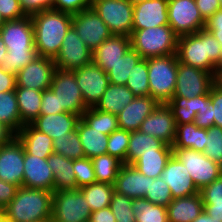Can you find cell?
Returning <instances> with one entry per match:
<instances>
[{
  "label": "cell",
  "mask_w": 222,
  "mask_h": 222,
  "mask_svg": "<svg viewBox=\"0 0 222 222\" xmlns=\"http://www.w3.org/2000/svg\"><path fill=\"white\" fill-rule=\"evenodd\" d=\"M0 36L7 48L0 67L16 75L37 56L31 16L6 21L0 28Z\"/></svg>",
  "instance_id": "cell-1"
},
{
  "label": "cell",
  "mask_w": 222,
  "mask_h": 222,
  "mask_svg": "<svg viewBox=\"0 0 222 222\" xmlns=\"http://www.w3.org/2000/svg\"><path fill=\"white\" fill-rule=\"evenodd\" d=\"M177 57L179 62L207 71L215 77L218 69L222 67L221 44L205 28L178 37Z\"/></svg>",
  "instance_id": "cell-2"
},
{
  "label": "cell",
  "mask_w": 222,
  "mask_h": 222,
  "mask_svg": "<svg viewBox=\"0 0 222 222\" xmlns=\"http://www.w3.org/2000/svg\"><path fill=\"white\" fill-rule=\"evenodd\" d=\"M31 19L38 56L54 59L67 31L72 26V14L52 8L33 14Z\"/></svg>",
  "instance_id": "cell-3"
},
{
  "label": "cell",
  "mask_w": 222,
  "mask_h": 222,
  "mask_svg": "<svg viewBox=\"0 0 222 222\" xmlns=\"http://www.w3.org/2000/svg\"><path fill=\"white\" fill-rule=\"evenodd\" d=\"M52 203L53 192L21 186L0 213L11 222H45L51 220Z\"/></svg>",
  "instance_id": "cell-4"
},
{
  "label": "cell",
  "mask_w": 222,
  "mask_h": 222,
  "mask_svg": "<svg viewBox=\"0 0 222 222\" xmlns=\"http://www.w3.org/2000/svg\"><path fill=\"white\" fill-rule=\"evenodd\" d=\"M131 47L142 58L177 54L178 36L169 25L133 30Z\"/></svg>",
  "instance_id": "cell-5"
},
{
  "label": "cell",
  "mask_w": 222,
  "mask_h": 222,
  "mask_svg": "<svg viewBox=\"0 0 222 222\" xmlns=\"http://www.w3.org/2000/svg\"><path fill=\"white\" fill-rule=\"evenodd\" d=\"M150 96L167 104L174 96L178 68L177 54L147 59Z\"/></svg>",
  "instance_id": "cell-6"
},
{
  "label": "cell",
  "mask_w": 222,
  "mask_h": 222,
  "mask_svg": "<svg viewBox=\"0 0 222 222\" xmlns=\"http://www.w3.org/2000/svg\"><path fill=\"white\" fill-rule=\"evenodd\" d=\"M172 155L184 164L199 190L222 175V166L212 161L202 152L190 148L172 149Z\"/></svg>",
  "instance_id": "cell-7"
},
{
  "label": "cell",
  "mask_w": 222,
  "mask_h": 222,
  "mask_svg": "<svg viewBox=\"0 0 222 222\" xmlns=\"http://www.w3.org/2000/svg\"><path fill=\"white\" fill-rule=\"evenodd\" d=\"M52 222H88L91 210L79 189L53 192Z\"/></svg>",
  "instance_id": "cell-8"
},
{
  "label": "cell",
  "mask_w": 222,
  "mask_h": 222,
  "mask_svg": "<svg viewBox=\"0 0 222 222\" xmlns=\"http://www.w3.org/2000/svg\"><path fill=\"white\" fill-rule=\"evenodd\" d=\"M90 6L115 35L131 36L133 3L129 0H95Z\"/></svg>",
  "instance_id": "cell-9"
},
{
  "label": "cell",
  "mask_w": 222,
  "mask_h": 222,
  "mask_svg": "<svg viewBox=\"0 0 222 222\" xmlns=\"http://www.w3.org/2000/svg\"><path fill=\"white\" fill-rule=\"evenodd\" d=\"M57 96L59 108L63 112L81 115L88 108L84 104L82 93L73 71L56 68L49 87Z\"/></svg>",
  "instance_id": "cell-10"
},
{
  "label": "cell",
  "mask_w": 222,
  "mask_h": 222,
  "mask_svg": "<svg viewBox=\"0 0 222 222\" xmlns=\"http://www.w3.org/2000/svg\"><path fill=\"white\" fill-rule=\"evenodd\" d=\"M205 24L195 0H168V25L178 37L196 33Z\"/></svg>",
  "instance_id": "cell-11"
},
{
  "label": "cell",
  "mask_w": 222,
  "mask_h": 222,
  "mask_svg": "<svg viewBox=\"0 0 222 222\" xmlns=\"http://www.w3.org/2000/svg\"><path fill=\"white\" fill-rule=\"evenodd\" d=\"M72 27L91 51L113 35L91 6L72 14Z\"/></svg>",
  "instance_id": "cell-12"
},
{
  "label": "cell",
  "mask_w": 222,
  "mask_h": 222,
  "mask_svg": "<svg viewBox=\"0 0 222 222\" xmlns=\"http://www.w3.org/2000/svg\"><path fill=\"white\" fill-rule=\"evenodd\" d=\"M215 84V76L207 71L185 65L178 60L174 96L187 99L205 95Z\"/></svg>",
  "instance_id": "cell-13"
},
{
  "label": "cell",
  "mask_w": 222,
  "mask_h": 222,
  "mask_svg": "<svg viewBox=\"0 0 222 222\" xmlns=\"http://www.w3.org/2000/svg\"><path fill=\"white\" fill-rule=\"evenodd\" d=\"M72 71L82 93L84 104L88 108L96 106L109 85L107 73L93 61Z\"/></svg>",
  "instance_id": "cell-14"
},
{
  "label": "cell",
  "mask_w": 222,
  "mask_h": 222,
  "mask_svg": "<svg viewBox=\"0 0 222 222\" xmlns=\"http://www.w3.org/2000/svg\"><path fill=\"white\" fill-rule=\"evenodd\" d=\"M60 70H75L93 61L91 51L75 29L71 26L67 31L57 56L53 59Z\"/></svg>",
  "instance_id": "cell-15"
},
{
  "label": "cell",
  "mask_w": 222,
  "mask_h": 222,
  "mask_svg": "<svg viewBox=\"0 0 222 222\" xmlns=\"http://www.w3.org/2000/svg\"><path fill=\"white\" fill-rule=\"evenodd\" d=\"M24 146L14 135L7 143L0 145V180L23 186Z\"/></svg>",
  "instance_id": "cell-16"
},
{
  "label": "cell",
  "mask_w": 222,
  "mask_h": 222,
  "mask_svg": "<svg viewBox=\"0 0 222 222\" xmlns=\"http://www.w3.org/2000/svg\"><path fill=\"white\" fill-rule=\"evenodd\" d=\"M55 70L52 58L37 56L16 74V87L44 91L50 87Z\"/></svg>",
  "instance_id": "cell-17"
},
{
  "label": "cell",
  "mask_w": 222,
  "mask_h": 222,
  "mask_svg": "<svg viewBox=\"0 0 222 222\" xmlns=\"http://www.w3.org/2000/svg\"><path fill=\"white\" fill-rule=\"evenodd\" d=\"M139 130L172 146L176 136V122L170 107L160 103L141 123Z\"/></svg>",
  "instance_id": "cell-18"
},
{
  "label": "cell",
  "mask_w": 222,
  "mask_h": 222,
  "mask_svg": "<svg viewBox=\"0 0 222 222\" xmlns=\"http://www.w3.org/2000/svg\"><path fill=\"white\" fill-rule=\"evenodd\" d=\"M168 25V0H144L133 4V30Z\"/></svg>",
  "instance_id": "cell-19"
},
{
  "label": "cell",
  "mask_w": 222,
  "mask_h": 222,
  "mask_svg": "<svg viewBox=\"0 0 222 222\" xmlns=\"http://www.w3.org/2000/svg\"><path fill=\"white\" fill-rule=\"evenodd\" d=\"M23 187L54 192V175L47 158L28 154L24 149Z\"/></svg>",
  "instance_id": "cell-20"
},
{
  "label": "cell",
  "mask_w": 222,
  "mask_h": 222,
  "mask_svg": "<svg viewBox=\"0 0 222 222\" xmlns=\"http://www.w3.org/2000/svg\"><path fill=\"white\" fill-rule=\"evenodd\" d=\"M160 177L169 185L173 199L188 197L200 192L184 164L173 155L167 161L166 167Z\"/></svg>",
  "instance_id": "cell-21"
},
{
  "label": "cell",
  "mask_w": 222,
  "mask_h": 222,
  "mask_svg": "<svg viewBox=\"0 0 222 222\" xmlns=\"http://www.w3.org/2000/svg\"><path fill=\"white\" fill-rule=\"evenodd\" d=\"M159 103L151 96H138L117 114L118 126L125 131L140 129L141 123L149 116Z\"/></svg>",
  "instance_id": "cell-22"
},
{
  "label": "cell",
  "mask_w": 222,
  "mask_h": 222,
  "mask_svg": "<svg viewBox=\"0 0 222 222\" xmlns=\"http://www.w3.org/2000/svg\"><path fill=\"white\" fill-rule=\"evenodd\" d=\"M150 187V177L139 172L133 165L123 164L114 183L116 193L131 199L145 198Z\"/></svg>",
  "instance_id": "cell-23"
},
{
  "label": "cell",
  "mask_w": 222,
  "mask_h": 222,
  "mask_svg": "<svg viewBox=\"0 0 222 222\" xmlns=\"http://www.w3.org/2000/svg\"><path fill=\"white\" fill-rule=\"evenodd\" d=\"M130 48L129 36L113 34L93 51V62L107 73Z\"/></svg>",
  "instance_id": "cell-24"
},
{
  "label": "cell",
  "mask_w": 222,
  "mask_h": 222,
  "mask_svg": "<svg viewBox=\"0 0 222 222\" xmlns=\"http://www.w3.org/2000/svg\"><path fill=\"white\" fill-rule=\"evenodd\" d=\"M81 115L74 113H57L49 115H39L30 123L38 131L50 136L53 140L65 136L77 129Z\"/></svg>",
  "instance_id": "cell-25"
},
{
  "label": "cell",
  "mask_w": 222,
  "mask_h": 222,
  "mask_svg": "<svg viewBox=\"0 0 222 222\" xmlns=\"http://www.w3.org/2000/svg\"><path fill=\"white\" fill-rule=\"evenodd\" d=\"M203 211L200 192L188 197L174 198L167 206L168 222H193Z\"/></svg>",
  "instance_id": "cell-26"
},
{
  "label": "cell",
  "mask_w": 222,
  "mask_h": 222,
  "mask_svg": "<svg viewBox=\"0 0 222 222\" xmlns=\"http://www.w3.org/2000/svg\"><path fill=\"white\" fill-rule=\"evenodd\" d=\"M15 136L28 154L48 158L54 153L53 139L35 129L31 124H25Z\"/></svg>",
  "instance_id": "cell-27"
},
{
  "label": "cell",
  "mask_w": 222,
  "mask_h": 222,
  "mask_svg": "<svg viewBox=\"0 0 222 222\" xmlns=\"http://www.w3.org/2000/svg\"><path fill=\"white\" fill-rule=\"evenodd\" d=\"M209 101L210 92L190 99L173 96L167 105L172 110L176 125H182L193 123L198 110H201Z\"/></svg>",
  "instance_id": "cell-28"
},
{
  "label": "cell",
  "mask_w": 222,
  "mask_h": 222,
  "mask_svg": "<svg viewBox=\"0 0 222 222\" xmlns=\"http://www.w3.org/2000/svg\"><path fill=\"white\" fill-rule=\"evenodd\" d=\"M47 162L54 175V191L77 189L72 159L52 153Z\"/></svg>",
  "instance_id": "cell-29"
},
{
  "label": "cell",
  "mask_w": 222,
  "mask_h": 222,
  "mask_svg": "<svg viewBox=\"0 0 222 222\" xmlns=\"http://www.w3.org/2000/svg\"><path fill=\"white\" fill-rule=\"evenodd\" d=\"M77 131L85 157L92 159L107 154L108 135L92 128L82 118L78 123Z\"/></svg>",
  "instance_id": "cell-30"
},
{
  "label": "cell",
  "mask_w": 222,
  "mask_h": 222,
  "mask_svg": "<svg viewBox=\"0 0 222 222\" xmlns=\"http://www.w3.org/2000/svg\"><path fill=\"white\" fill-rule=\"evenodd\" d=\"M136 96L126 85L109 83L107 89L96 104L98 110L111 114H119Z\"/></svg>",
  "instance_id": "cell-31"
},
{
  "label": "cell",
  "mask_w": 222,
  "mask_h": 222,
  "mask_svg": "<svg viewBox=\"0 0 222 222\" xmlns=\"http://www.w3.org/2000/svg\"><path fill=\"white\" fill-rule=\"evenodd\" d=\"M207 138V129L199 128L195 123L176 125V136L172 149H193L204 152Z\"/></svg>",
  "instance_id": "cell-32"
},
{
  "label": "cell",
  "mask_w": 222,
  "mask_h": 222,
  "mask_svg": "<svg viewBox=\"0 0 222 222\" xmlns=\"http://www.w3.org/2000/svg\"><path fill=\"white\" fill-rule=\"evenodd\" d=\"M154 150H172V146L165 144L151 135L144 134L140 130L130 132L126 164L132 165L144 152Z\"/></svg>",
  "instance_id": "cell-33"
},
{
  "label": "cell",
  "mask_w": 222,
  "mask_h": 222,
  "mask_svg": "<svg viewBox=\"0 0 222 222\" xmlns=\"http://www.w3.org/2000/svg\"><path fill=\"white\" fill-rule=\"evenodd\" d=\"M42 93L43 91L31 88H15L20 118L24 125L32 123L39 116Z\"/></svg>",
  "instance_id": "cell-34"
},
{
  "label": "cell",
  "mask_w": 222,
  "mask_h": 222,
  "mask_svg": "<svg viewBox=\"0 0 222 222\" xmlns=\"http://www.w3.org/2000/svg\"><path fill=\"white\" fill-rule=\"evenodd\" d=\"M172 156V150H154L144 152L132 165L142 174L159 178Z\"/></svg>",
  "instance_id": "cell-35"
},
{
  "label": "cell",
  "mask_w": 222,
  "mask_h": 222,
  "mask_svg": "<svg viewBox=\"0 0 222 222\" xmlns=\"http://www.w3.org/2000/svg\"><path fill=\"white\" fill-rule=\"evenodd\" d=\"M0 124L14 135L24 126L21 122L15 90L0 92Z\"/></svg>",
  "instance_id": "cell-36"
},
{
  "label": "cell",
  "mask_w": 222,
  "mask_h": 222,
  "mask_svg": "<svg viewBox=\"0 0 222 222\" xmlns=\"http://www.w3.org/2000/svg\"><path fill=\"white\" fill-rule=\"evenodd\" d=\"M79 190L83 193L91 212L109 207L115 192L114 185L99 182L85 185Z\"/></svg>",
  "instance_id": "cell-37"
},
{
  "label": "cell",
  "mask_w": 222,
  "mask_h": 222,
  "mask_svg": "<svg viewBox=\"0 0 222 222\" xmlns=\"http://www.w3.org/2000/svg\"><path fill=\"white\" fill-rule=\"evenodd\" d=\"M91 160L94 167L96 182L114 185L118 172L124 163L109 154H103Z\"/></svg>",
  "instance_id": "cell-38"
},
{
  "label": "cell",
  "mask_w": 222,
  "mask_h": 222,
  "mask_svg": "<svg viewBox=\"0 0 222 222\" xmlns=\"http://www.w3.org/2000/svg\"><path fill=\"white\" fill-rule=\"evenodd\" d=\"M204 211L217 220L222 221V175L211 184L200 190Z\"/></svg>",
  "instance_id": "cell-39"
},
{
  "label": "cell",
  "mask_w": 222,
  "mask_h": 222,
  "mask_svg": "<svg viewBox=\"0 0 222 222\" xmlns=\"http://www.w3.org/2000/svg\"><path fill=\"white\" fill-rule=\"evenodd\" d=\"M136 222H168L167 207L149 202L146 198L133 199Z\"/></svg>",
  "instance_id": "cell-40"
},
{
  "label": "cell",
  "mask_w": 222,
  "mask_h": 222,
  "mask_svg": "<svg viewBox=\"0 0 222 222\" xmlns=\"http://www.w3.org/2000/svg\"><path fill=\"white\" fill-rule=\"evenodd\" d=\"M141 59V55L131 47L121 59L112 66V69L107 72L109 83L126 85L129 73L132 72L133 67Z\"/></svg>",
  "instance_id": "cell-41"
},
{
  "label": "cell",
  "mask_w": 222,
  "mask_h": 222,
  "mask_svg": "<svg viewBox=\"0 0 222 222\" xmlns=\"http://www.w3.org/2000/svg\"><path fill=\"white\" fill-rule=\"evenodd\" d=\"M81 118L92 128L110 135L119 128L117 115L98 110L95 106L87 108Z\"/></svg>",
  "instance_id": "cell-42"
},
{
  "label": "cell",
  "mask_w": 222,
  "mask_h": 222,
  "mask_svg": "<svg viewBox=\"0 0 222 222\" xmlns=\"http://www.w3.org/2000/svg\"><path fill=\"white\" fill-rule=\"evenodd\" d=\"M53 150L54 153L72 160L85 157L77 129L65 136L55 138L53 140Z\"/></svg>",
  "instance_id": "cell-43"
},
{
  "label": "cell",
  "mask_w": 222,
  "mask_h": 222,
  "mask_svg": "<svg viewBox=\"0 0 222 222\" xmlns=\"http://www.w3.org/2000/svg\"><path fill=\"white\" fill-rule=\"evenodd\" d=\"M126 86L138 96H150L147 59L142 58L129 73Z\"/></svg>",
  "instance_id": "cell-44"
},
{
  "label": "cell",
  "mask_w": 222,
  "mask_h": 222,
  "mask_svg": "<svg viewBox=\"0 0 222 222\" xmlns=\"http://www.w3.org/2000/svg\"><path fill=\"white\" fill-rule=\"evenodd\" d=\"M133 199L114 192L110 202V208L116 222H136V216L132 209Z\"/></svg>",
  "instance_id": "cell-45"
},
{
  "label": "cell",
  "mask_w": 222,
  "mask_h": 222,
  "mask_svg": "<svg viewBox=\"0 0 222 222\" xmlns=\"http://www.w3.org/2000/svg\"><path fill=\"white\" fill-rule=\"evenodd\" d=\"M129 141L130 132L118 128L108 135L107 154L118 158L126 164V154Z\"/></svg>",
  "instance_id": "cell-46"
},
{
  "label": "cell",
  "mask_w": 222,
  "mask_h": 222,
  "mask_svg": "<svg viewBox=\"0 0 222 222\" xmlns=\"http://www.w3.org/2000/svg\"><path fill=\"white\" fill-rule=\"evenodd\" d=\"M145 198L153 204L165 207L173 200L169 185L161 177L155 179L150 177V187Z\"/></svg>",
  "instance_id": "cell-47"
},
{
  "label": "cell",
  "mask_w": 222,
  "mask_h": 222,
  "mask_svg": "<svg viewBox=\"0 0 222 222\" xmlns=\"http://www.w3.org/2000/svg\"><path fill=\"white\" fill-rule=\"evenodd\" d=\"M203 153L222 166V128L212 126L207 129L206 145Z\"/></svg>",
  "instance_id": "cell-48"
},
{
  "label": "cell",
  "mask_w": 222,
  "mask_h": 222,
  "mask_svg": "<svg viewBox=\"0 0 222 222\" xmlns=\"http://www.w3.org/2000/svg\"><path fill=\"white\" fill-rule=\"evenodd\" d=\"M73 170L77 189L96 182L94 167L90 158L84 157L73 160Z\"/></svg>",
  "instance_id": "cell-49"
},
{
  "label": "cell",
  "mask_w": 222,
  "mask_h": 222,
  "mask_svg": "<svg viewBox=\"0 0 222 222\" xmlns=\"http://www.w3.org/2000/svg\"><path fill=\"white\" fill-rule=\"evenodd\" d=\"M0 13L5 21L26 17L20 0H0Z\"/></svg>",
  "instance_id": "cell-50"
},
{
  "label": "cell",
  "mask_w": 222,
  "mask_h": 222,
  "mask_svg": "<svg viewBox=\"0 0 222 222\" xmlns=\"http://www.w3.org/2000/svg\"><path fill=\"white\" fill-rule=\"evenodd\" d=\"M210 100L212 101L214 126L222 128V88L216 83L210 89Z\"/></svg>",
  "instance_id": "cell-51"
},
{
  "label": "cell",
  "mask_w": 222,
  "mask_h": 222,
  "mask_svg": "<svg viewBox=\"0 0 222 222\" xmlns=\"http://www.w3.org/2000/svg\"><path fill=\"white\" fill-rule=\"evenodd\" d=\"M63 113L59 108V101L53 91L48 88L42 93L41 109L39 115Z\"/></svg>",
  "instance_id": "cell-52"
},
{
  "label": "cell",
  "mask_w": 222,
  "mask_h": 222,
  "mask_svg": "<svg viewBox=\"0 0 222 222\" xmlns=\"http://www.w3.org/2000/svg\"><path fill=\"white\" fill-rule=\"evenodd\" d=\"M53 9L75 14L90 6L89 0H52Z\"/></svg>",
  "instance_id": "cell-53"
},
{
  "label": "cell",
  "mask_w": 222,
  "mask_h": 222,
  "mask_svg": "<svg viewBox=\"0 0 222 222\" xmlns=\"http://www.w3.org/2000/svg\"><path fill=\"white\" fill-rule=\"evenodd\" d=\"M20 4L27 16H32L40 11L53 8L52 0H20Z\"/></svg>",
  "instance_id": "cell-54"
},
{
  "label": "cell",
  "mask_w": 222,
  "mask_h": 222,
  "mask_svg": "<svg viewBox=\"0 0 222 222\" xmlns=\"http://www.w3.org/2000/svg\"><path fill=\"white\" fill-rule=\"evenodd\" d=\"M205 29L213 34L222 47V9L217 10L206 20Z\"/></svg>",
  "instance_id": "cell-55"
},
{
  "label": "cell",
  "mask_w": 222,
  "mask_h": 222,
  "mask_svg": "<svg viewBox=\"0 0 222 222\" xmlns=\"http://www.w3.org/2000/svg\"><path fill=\"white\" fill-rule=\"evenodd\" d=\"M194 123L199 128H210L214 126V118L212 117V101L210 100L207 105L201 110H198Z\"/></svg>",
  "instance_id": "cell-56"
},
{
  "label": "cell",
  "mask_w": 222,
  "mask_h": 222,
  "mask_svg": "<svg viewBox=\"0 0 222 222\" xmlns=\"http://www.w3.org/2000/svg\"><path fill=\"white\" fill-rule=\"evenodd\" d=\"M17 189V185L0 180V212L15 197Z\"/></svg>",
  "instance_id": "cell-57"
},
{
  "label": "cell",
  "mask_w": 222,
  "mask_h": 222,
  "mask_svg": "<svg viewBox=\"0 0 222 222\" xmlns=\"http://www.w3.org/2000/svg\"><path fill=\"white\" fill-rule=\"evenodd\" d=\"M195 3L205 21L217 10L221 9L219 0H195Z\"/></svg>",
  "instance_id": "cell-58"
},
{
  "label": "cell",
  "mask_w": 222,
  "mask_h": 222,
  "mask_svg": "<svg viewBox=\"0 0 222 222\" xmlns=\"http://www.w3.org/2000/svg\"><path fill=\"white\" fill-rule=\"evenodd\" d=\"M16 88V75L4 71L0 67V92H8Z\"/></svg>",
  "instance_id": "cell-59"
},
{
  "label": "cell",
  "mask_w": 222,
  "mask_h": 222,
  "mask_svg": "<svg viewBox=\"0 0 222 222\" xmlns=\"http://www.w3.org/2000/svg\"><path fill=\"white\" fill-rule=\"evenodd\" d=\"M88 222H116L110 207L100 209L91 213Z\"/></svg>",
  "instance_id": "cell-60"
},
{
  "label": "cell",
  "mask_w": 222,
  "mask_h": 222,
  "mask_svg": "<svg viewBox=\"0 0 222 222\" xmlns=\"http://www.w3.org/2000/svg\"><path fill=\"white\" fill-rule=\"evenodd\" d=\"M13 136L14 134L11 131L0 124V145L7 143Z\"/></svg>",
  "instance_id": "cell-61"
},
{
  "label": "cell",
  "mask_w": 222,
  "mask_h": 222,
  "mask_svg": "<svg viewBox=\"0 0 222 222\" xmlns=\"http://www.w3.org/2000/svg\"><path fill=\"white\" fill-rule=\"evenodd\" d=\"M193 222H222V221L210 217L205 211H203Z\"/></svg>",
  "instance_id": "cell-62"
},
{
  "label": "cell",
  "mask_w": 222,
  "mask_h": 222,
  "mask_svg": "<svg viewBox=\"0 0 222 222\" xmlns=\"http://www.w3.org/2000/svg\"><path fill=\"white\" fill-rule=\"evenodd\" d=\"M6 53H7V48L2 41V37L0 36V65H1V62L4 60L3 57Z\"/></svg>",
  "instance_id": "cell-63"
},
{
  "label": "cell",
  "mask_w": 222,
  "mask_h": 222,
  "mask_svg": "<svg viewBox=\"0 0 222 222\" xmlns=\"http://www.w3.org/2000/svg\"><path fill=\"white\" fill-rule=\"evenodd\" d=\"M215 83L222 88V67H220L217 71Z\"/></svg>",
  "instance_id": "cell-64"
},
{
  "label": "cell",
  "mask_w": 222,
  "mask_h": 222,
  "mask_svg": "<svg viewBox=\"0 0 222 222\" xmlns=\"http://www.w3.org/2000/svg\"><path fill=\"white\" fill-rule=\"evenodd\" d=\"M0 222H11V221L7 219L2 213H0Z\"/></svg>",
  "instance_id": "cell-65"
},
{
  "label": "cell",
  "mask_w": 222,
  "mask_h": 222,
  "mask_svg": "<svg viewBox=\"0 0 222 222\" xmlns=\"http://www.w3.org/2000/svg\"><path fill=\"white\" fill-rule=\"evenodd\" d=\"M6 21L3 19L1 13H0V28Z\"/></svg>",
  "instance_id": "cell-66"
},
{
  "label": "cell",
  "mask_w": 222,
  "mask_h": 222,
  "mask_svg": "<svg viewBox=\"0 0 222 222\" xmlns=\"http://www.w3.org/2000/svg\"><path fill=\"white\" fill-rule=\"evenodd\" d=\"M131 3L135 4V3H138V2H141V1H144V0H129Z\"/></svg>",
  "instance_id": "cell-67"
},
{
  "label": "cell",
  "mask_w": 222,
  "mask_h": 222,
  "mask_svg": "<svg viewBox=\"0 0 222 222\" xmlns=\"http://www.w3.org/2000/svg\"><path fill=\"white\" fill-rule=\"evenodd\" d=\"M219 2H220V5H221V9H222V0H219Z\"/></svg>",
  "instance_id": "cell-68"
}]
</instances>
